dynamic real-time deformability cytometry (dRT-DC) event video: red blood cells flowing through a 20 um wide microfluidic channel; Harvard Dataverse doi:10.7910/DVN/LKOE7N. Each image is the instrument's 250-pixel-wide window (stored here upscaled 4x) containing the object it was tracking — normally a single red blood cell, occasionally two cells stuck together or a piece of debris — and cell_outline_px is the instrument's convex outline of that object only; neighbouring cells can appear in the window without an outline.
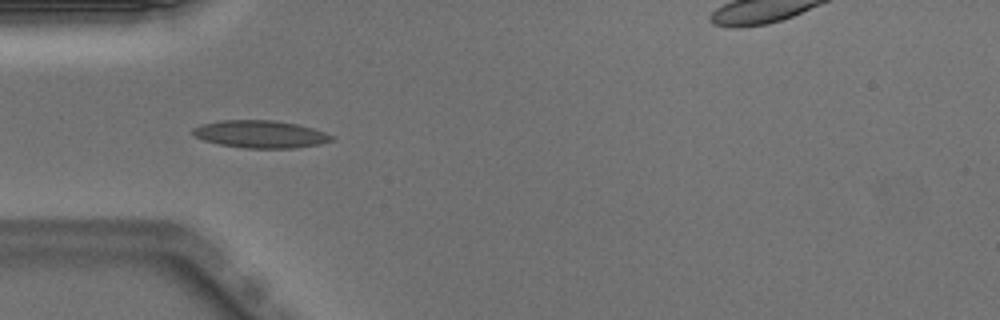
{"species": "Egyptian fruit bat (a non-hibernating species)", "species_latin": "Rousettus aegyptiacus", "temperature_condition": "warm", "stored_images_in_passage": 14, "camera_frame_rate_fps": 3000, "um_per_image_px": 0.085, "animal": {"sex": "male"}, "frame": {"image": 1, "passage_image": 5, "time_ms": 1.333, "image_size_px": [1000, 320], "cell_outline_px": [[336, 140], [320, 144], [292, 148], [244, 148], [220, 144], [204, 140], [196, 136], [192, 132], [192, 128], [200, 124], [220, 120], [272, 120], [296, 124], [312, 128], [336, 136]], "centroid_in_image_um": [22.16, 11.4], "position_along_channel_um": 62.8, "area_um2": 22.25}}
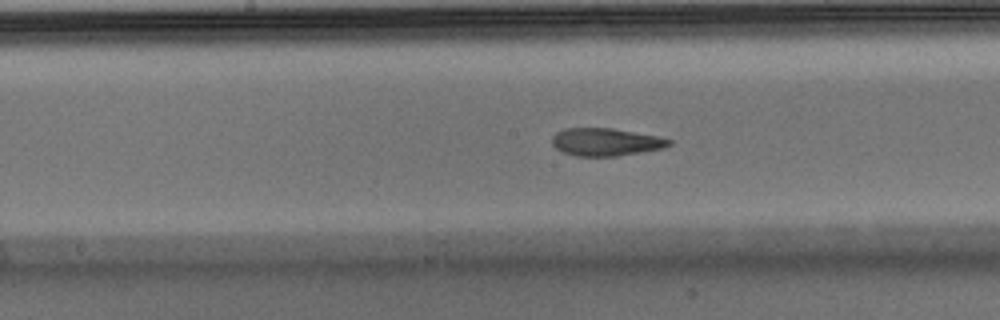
{"frame": {"image": 2, "passage_image": 12, "time_ms": 3.667, "image_size_px": [1000, 320], "cell_outline_px": [[672, 144], [664, 148], [616, 156], [576, 156], [564, 152], [556, 148], [552, 144], [552, 136], [556, 132], [564, 128], [612, 128], [656, 136], [672, 140]], "centroid_in_image_um": [51.47, 12.06], "position_along_channel_um": 196.7, "area_um2": 18.79}}